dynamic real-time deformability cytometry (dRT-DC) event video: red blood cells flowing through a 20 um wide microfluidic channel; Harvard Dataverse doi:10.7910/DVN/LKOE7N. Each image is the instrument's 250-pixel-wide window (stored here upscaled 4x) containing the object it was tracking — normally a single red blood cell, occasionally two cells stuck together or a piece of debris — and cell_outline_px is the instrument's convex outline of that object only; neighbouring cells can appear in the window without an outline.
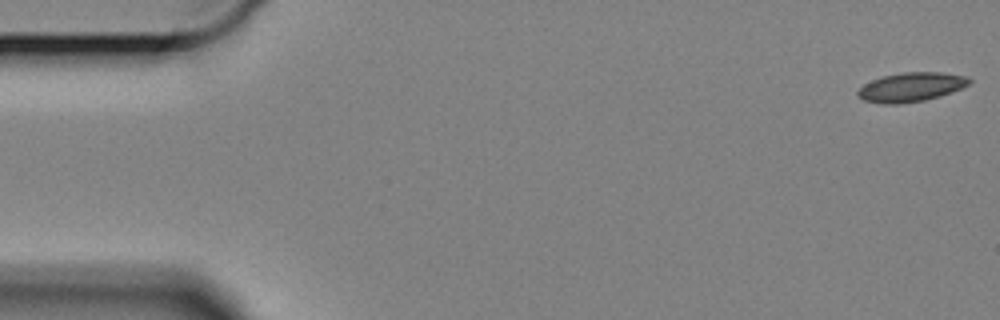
{"species": "Egyptian fruit bat (a non-hibernating species)", "species_latin": "Rousettus aegyptiacus", "temperature_condition": "cold", "stored_images_in_passage": 53, "camera_frame_rate_fps": 3000, "um_per_image_px": 0.085, "animal": {"sex": "female"}, "frame": {"image": 1, "passage_image": 1, "time_ms": 0.0, "image_size_px": [1000, 320], "cell_outline_px": [[972, 80], [968, 84], [952, 92], [940, 96], [924, 100], [900, 104], [880, 104], [864, 100], [856, 96], [856, 92], [864, 84], [872, 80], [884, 76], [904, 72], [940, 72], [968, 76]], "centroid_in_image_um": [77.42, 7.41], "position_along_channel_um": 7.6, "area_um2": 18.96}}
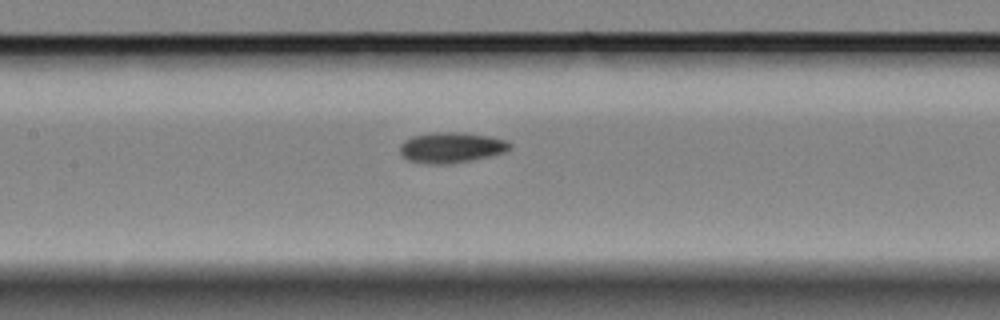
{"frame": {"image": 2, "passage_image": 27, "time_ms": 8.667, "image_size_px": [1000, 320], "cell_outline_px": [[512, 148], [504, 152], [472, 160], [452, 164], [428, 164], [408, 160], [400, 156], [400, 144], [404, 140], [412, 136], [432, 132], [464, 132], [492, 136], [508, 140], [512, 144]], "centroid_in_image_um": [38.36, 12.53], "position_along_channel_um": 169.0, "area_um2": 20.0}}
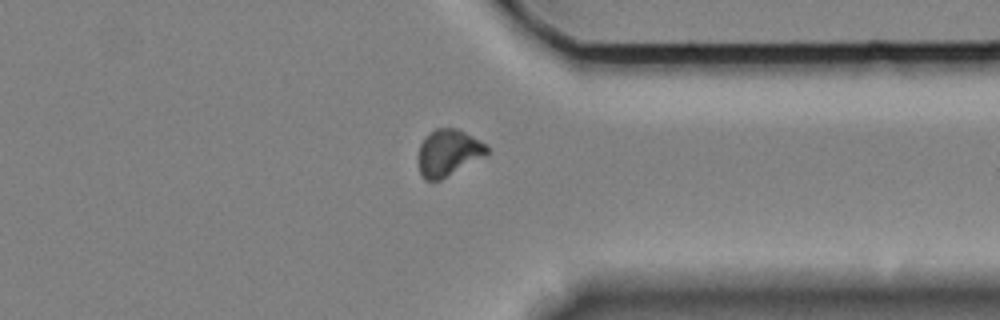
{"frame": {"image": 3, "passage_image": 46, "time_ms": 15.0, "image_size_px": [1000, 320], "cell_outline_px": [[488, 156], [440, 180], [424, 180], [420, 172], [420, 144], [424, 136], [436, 128], [456, 128], [488, 144]], "centroid_in_image_um": [38.16, 12.98], "position_along_channel_um": 373.2, "area_um2": 18.73}}